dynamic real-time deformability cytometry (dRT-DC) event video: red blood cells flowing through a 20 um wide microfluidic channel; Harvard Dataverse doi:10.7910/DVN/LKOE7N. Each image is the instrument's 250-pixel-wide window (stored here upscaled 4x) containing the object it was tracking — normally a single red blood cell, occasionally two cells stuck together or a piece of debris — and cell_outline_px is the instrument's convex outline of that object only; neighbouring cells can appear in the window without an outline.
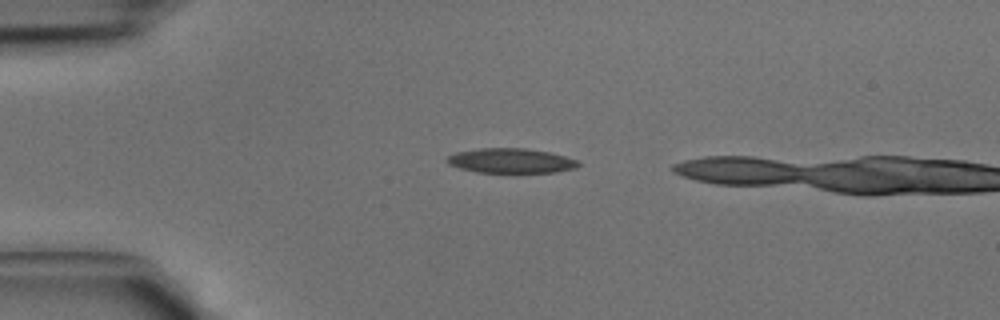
{"species": "common noctule bat (a hibernating species)", "species_latin": "Nyctalus noctula", "temperature_condition": "cold", "stored_images_in_passage": 8, "camera_frame_rate_fps": 3000, "um_per_image_px": 0.085, "animal": {"sex": "male", "body_mass_g": 15.6}, "frame": {"image": 1, "passage_image": 6, "time_ms": 1.667, "image_size_px": [1000, 320], "cell_outline_px": [[580, 164], [576, 168], [556, 172], [476, 172], [460, 168], [448, 164], [444, 160], [448, 156], [456, 152], [480, 148], [524, 148], [548, 152], [564, 156], [576, 160]], "centroid_in_image_um": [43.39, 13.66], "position_along_channel_um": 41.6, "area_um2": 18.79}}